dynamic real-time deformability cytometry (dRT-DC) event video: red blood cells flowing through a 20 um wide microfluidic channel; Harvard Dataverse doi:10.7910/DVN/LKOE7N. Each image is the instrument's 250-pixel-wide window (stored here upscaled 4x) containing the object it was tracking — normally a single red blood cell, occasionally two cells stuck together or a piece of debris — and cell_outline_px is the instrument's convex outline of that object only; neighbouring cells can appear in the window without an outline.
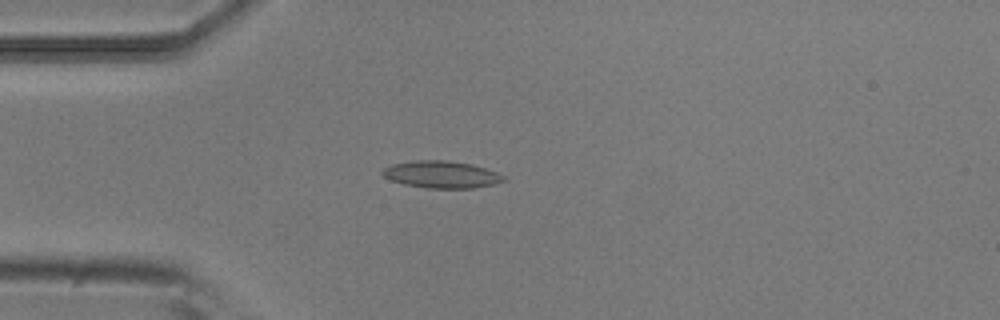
{"species": "common noctule bat (a hibernating species)", "species_latin": "Nyctalus noctula", "temperature_condition": "room temperature", "stored_images_in_passage": 4, "camera_frame_rate_fps": 3000, "um_per_image_px": 0.085, "animal": {"sex": "male", "body_mass_g": 20.5, "forearm_length_mm": 52.5}, "frame": {"image": 1, "passage_image": 4, "time_ms": 1.0, "image_size_px": [1000, 320], "cell_outline_px": [[508, 180], [492, 184], [472, 188], [428, 188], [404, 184], [392, 180], [384, 176], [380, 172], [384, 168], [392, 164], [412, 160], [448, 160], [472, 164], [496, 172], [504, 176]], "centroid_in_image_um": [37.51, 14.82], "position_along_channel_um": 47.5, "area_um2": 19.07}}